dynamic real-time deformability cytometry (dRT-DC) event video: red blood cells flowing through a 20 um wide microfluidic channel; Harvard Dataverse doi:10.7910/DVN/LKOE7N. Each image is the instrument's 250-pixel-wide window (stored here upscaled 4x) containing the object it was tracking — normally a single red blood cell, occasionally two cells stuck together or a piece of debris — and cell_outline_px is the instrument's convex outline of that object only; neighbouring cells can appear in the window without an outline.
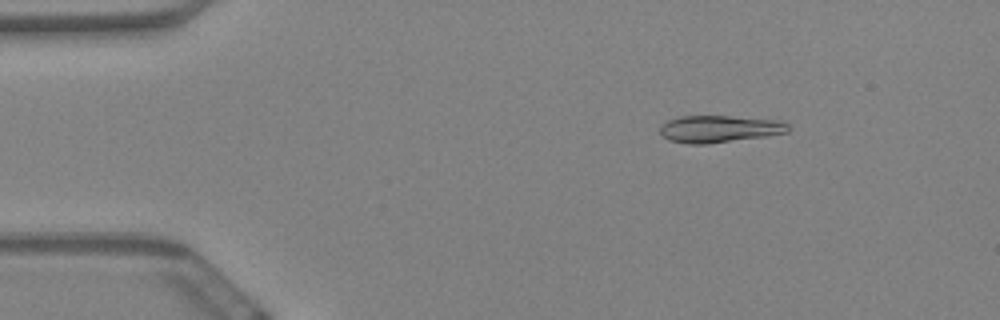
{"species": "Egyptian fruit bat (a non-hibernating species)", "species_latin": "Rousettus aegyptiacus", "temperature_condition": "warm", "stored_images_in_passage": 60, "camera_frame_rate_fps": 3000, "um_per_image_px": 0.085, "animal": {"sex": "female"}, "frame": {"image": 1, "passage_image": 9, "time_ms": 2.667, "image_size_px": [1000, 320], "cell_outline_px": [[788, 132], [768, 136], [708, 144], [688, 144], [668, 140], [660, 136], [660, 128], [668, 120], [680, 116], [728, 116], [780, 120], [788, 124]], "centroid_in_image_um": [61.13, 10.97], "position_along_channel_um": 23.9, "area_um2": 20.35}}
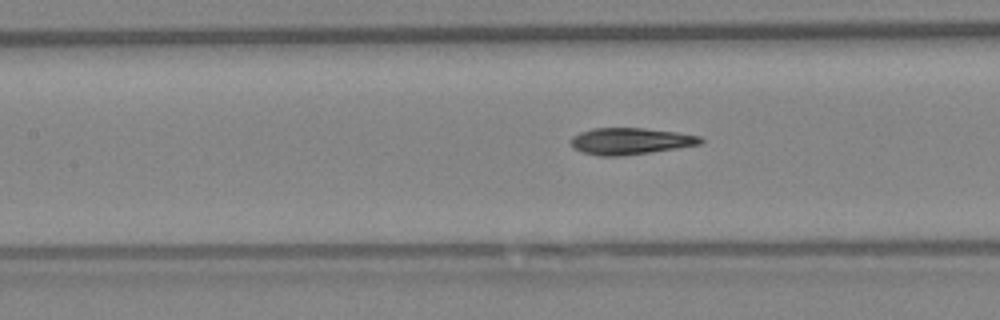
{"frame": {"image": 2, "passage_image": 27, "time_ms": 8.667, "image_size_px": [1000, 320], "cell_outline_px": [[704, 140], [700, 144], [676, 148], [620, 156], [596, 156], [584, 152], [576, 148], [572, 144], [572, 136], [580, 132], [592, 128], [644, 128], [676, 132], [700, 136]], "centroid_in_image_um": [53.58, 11.99], "position_along_channel_um": 153.8, "area_um2": 19.83}}
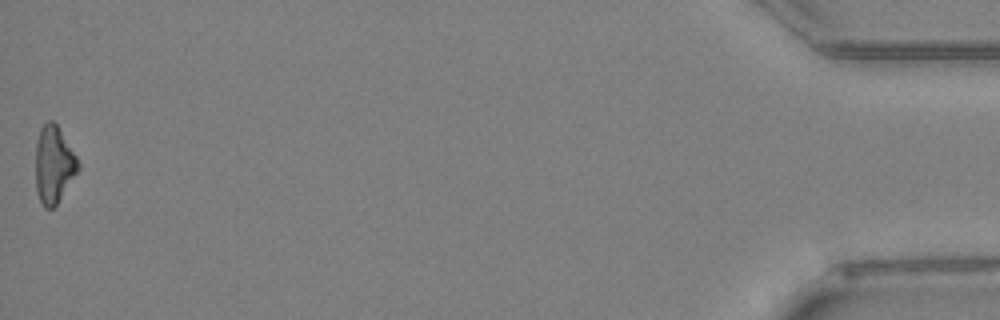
{"frame": {"image": 3, "passage_image": 60, "time_ms": 19.667, "image_size_px": [1000, 320], "cell_outline_px": [[80, 168], [56, 204], [52, 208], [44, 208], [36, 192], [36, 140], [40, 128], [48, 120], [52, 120], [56, 124], [76, 156], [80, 164]], "centroid_in_image_um": [4.55, 13.98], "position_along_channel_um": 430.6, "area_um2": 18.9}, "authors_computed_cell_mechanics": {"area_um2": 20.0855, "velocity_mm_per_s": 3.4053, "shape_relaxation_time_tau1_ms": 8.5375, "shape_relaxation_time_tau2_ms": 3.0704, "deformation_change_tau1": 0.2292, "deformation_change_tau2": 0.0951}}